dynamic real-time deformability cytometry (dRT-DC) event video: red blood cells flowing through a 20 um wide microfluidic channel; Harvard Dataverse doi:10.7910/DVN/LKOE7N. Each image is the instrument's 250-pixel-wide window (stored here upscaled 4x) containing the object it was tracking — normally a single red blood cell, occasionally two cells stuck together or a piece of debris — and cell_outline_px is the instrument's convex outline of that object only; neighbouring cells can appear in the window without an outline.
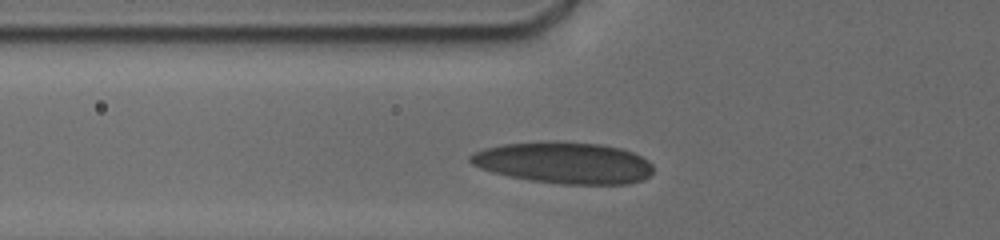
{"species": "human", "species_latin": "Homo sapiens", "temperature_condition": "cold", "stored_images_in_passage": 29, "camera_frame_rate_fps": 3000, "um_per_image_px": 0.085, "donor": {"sex": "male"}, "frame": {"image": 1, "passage_image": 3, "time_ms": 0.333, "image_size_px": [1000, 240], "cell_outline_px": [[652, 172], [648, 176], [640, 180], [628, 184], [564, 184], [532, 180], [508, 176], [492, 172], [480, 168], [472, 164], [468, 160], [468, 156], [484, 148], [504, 144], [600, 144], [620, 148], [632, 152], [648, 160], [652, 164]], "centroid_in_image_um": [47.95, 13.88], "position_along_channel_um": 77.8, "area_um2": 42.89}}
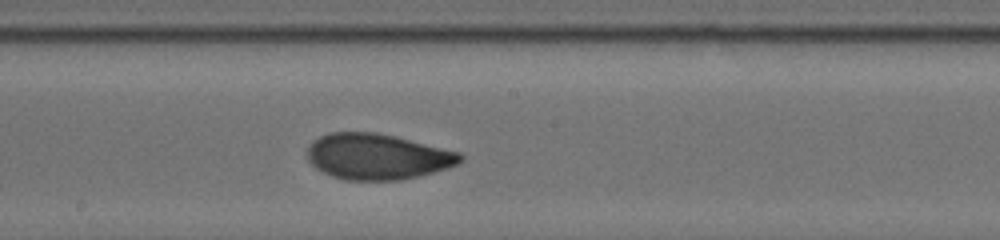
{"frame": {"image": 2, "passage_image": 12, "time_ms": 4.0, "image_size_px": [1000, 240], "cell_outline_px": [[464, 160], [460, 164], [448, 168], [420, 176], [400, 180], [344, 180], [332, 176], [316, 168], [308, 160], [308, 144], [320, 136], [332, 132], [376, 132], [460, 152], [464, 156]], "centroid_in_image_um": [32.1, 13.32], "position_along_channel_um": 216.1, "area_um2": 40.86}}
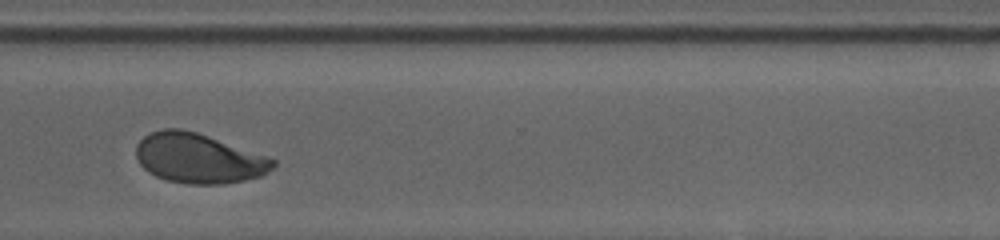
{"frame": {"image": 3, "passage_image": 28, "time_ms": 7.667, "image_size_px": [1000, 240], "cell_outline_px": [[276, 164], [268, 172], [260, 176], [244, 180], [224, 184], [188, 184], [168, 180], [156, 176], [148, 172], [136, 160], [136, 144], [144, 136], [152, 132], [164, 128], [180, 128], [196, 132], [268, 156], [276, 160]], "centroid_in_image_um": [16.87, 13.46], "position_along_channel_um": 353.7, "area_um2": 39.71}}